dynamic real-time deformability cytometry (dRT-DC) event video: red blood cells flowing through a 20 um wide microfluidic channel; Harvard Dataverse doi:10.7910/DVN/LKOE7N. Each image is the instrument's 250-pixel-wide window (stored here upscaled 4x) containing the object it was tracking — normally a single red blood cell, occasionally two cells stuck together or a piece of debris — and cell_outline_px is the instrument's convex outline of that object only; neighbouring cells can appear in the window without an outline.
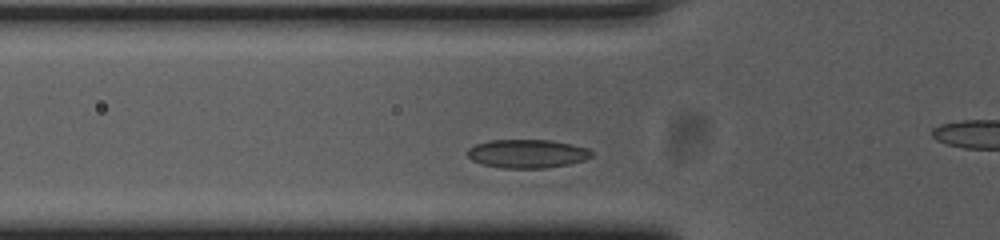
{"species": "common noctule bat (a hibernating species)", "species_latin": "Nyctalus noctula", "temperature_condition": "cold", "stored_images_in_passage": 29, "camera_frame_rate_fps": 3000, "um_per_image_px": 0.085, "animal": {"sex": "female", "body_mass_g": 23.0, "forearm_length_mm": 53.4}, "frame": {"image": 1, "passage_image": 2, "time_ms": 0.333, "image_size_px": [1000, 240], "cell_outline_px": [[592, 156], [584, 160], [568, 164], [544, 168], [504, 168], [484, 164], [472, 160], [468, 156], [468, 148], [476, 144], [488, 140], [552, 140], [572, 144], [588, 148], [592, 152]], "centroid_in_image_um": [44.83, 13.05], "position_along_channel_um": 81.0, "area_um2": 20.58}}
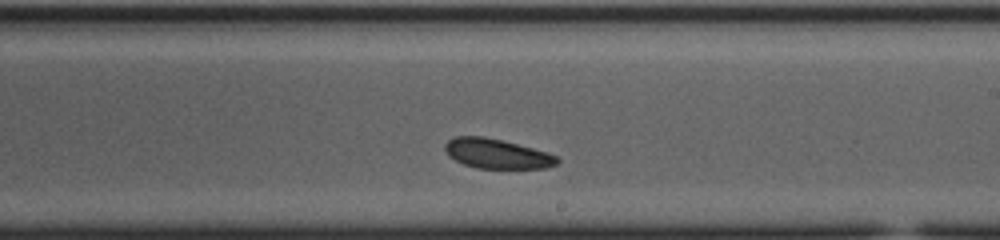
{"frame": {"image": 2, "passage_image": 16, "time_ms": 5.0, "image_size_px": [1000, 240], "cell_outline_px": [[560, 160], [556, 164], [548, 168], [476, 168], [464, 164], [448, 156], [444, 148], [444, 144], [448, 140], [456, 136], [484, 136], [548, 152], [556, 156]], "centroid_in_image_um": [42.21, 13.06], "position_along_channel_um": 246.8, "area_um2": 19.31}}
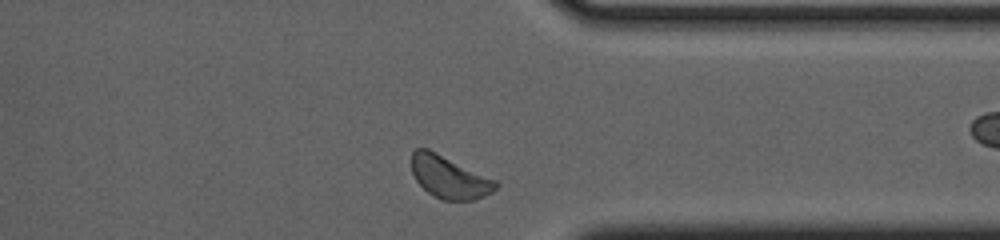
{"frame": {"image": 3, "passage_image": 27, "time_ms": 8.667, "image_size_px": [1000, 240], "cell_outline_px": [[500, 184], [492, 192], [476, 200], [440, 200], [428, 192], [416, 180], [412, 172], [412, 152], [416, 148], [428, 148], [496, 180]], "centroid_in_image_um": [38.2, 15.06], "position_along_channel_um": 373.2, "area_um2": 20.75}}